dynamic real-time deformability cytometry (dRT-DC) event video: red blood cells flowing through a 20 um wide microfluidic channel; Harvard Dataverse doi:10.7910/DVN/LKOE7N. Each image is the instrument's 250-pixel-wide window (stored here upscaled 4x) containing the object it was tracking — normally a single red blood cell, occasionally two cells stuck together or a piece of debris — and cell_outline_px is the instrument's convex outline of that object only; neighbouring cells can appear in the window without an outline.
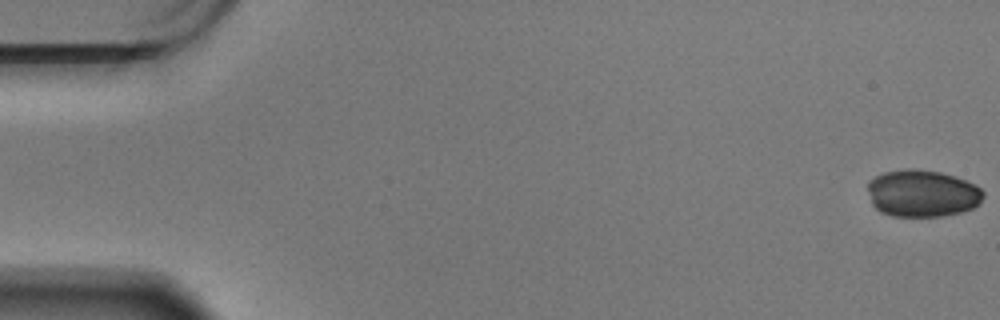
{"species": "Egyptian fruit bat (a non-hibernating species)", "species_latin": "Rousettus aegyptiacus", "temperature_condition": "warm", "stored_images_in_passage": 59, "camera_frame_rate_fps": 3000, "um_per_image_px": 0.085, "animal": {"sex": "male"}, "frame": {"image": 1, "passage_image": 1, "time_ms": 0.0, "image_size_px": [1000, 320], "cell_outline_px": [[984, 196], [980, 204], [972, 208], [960, 212], [940, 216], [892, 216], [880, 212], [872, 204], [868, 188], [868, 180], [884, 172], [908, 168], [912, 168], [940, 172], [956, 176], [976, 184], [984, 192]], "centroid_in_image_um": [78.41, 16.43], "position_along_channel_um": 6.6, "area_um2": 31.91}}
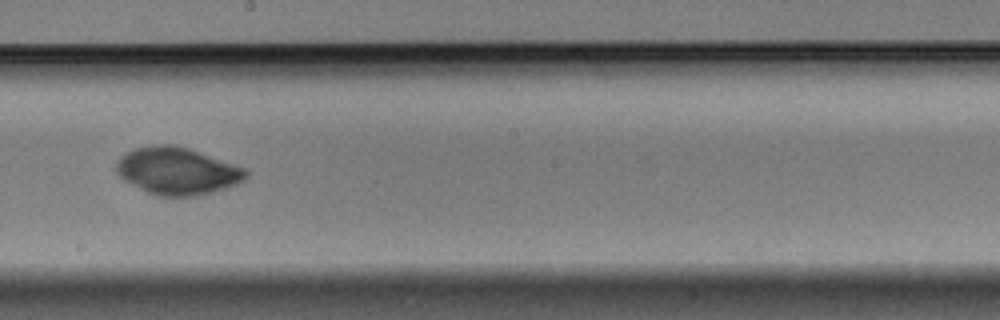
{"frame": {"image": 2, "passage_image": 34, "time_ms": 11.0, "image_size_px": [1000, 320], "cell_outline_px": [[248, 176], [244, 180], [236, 184], [212, 192], [196, 196], [156, 196], [124, 180], [116, 172], [116, 164], [120, 156], [136, 148], [156, 144], [172, 144], [188, 148], [248, 168]], "centroid_in_image_um": [15.09, 14.53], "position_along_channel_um": 233.1, "area_um2": 35.66}}
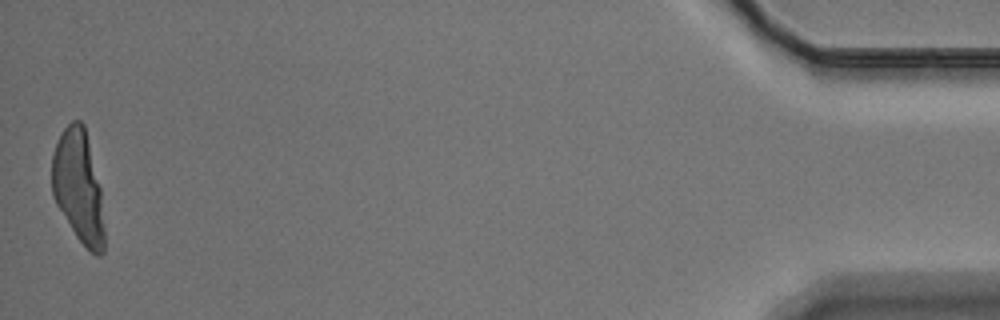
{"frame": {"image": 3, "passage_image": 59, "time_ms": 19.333, "image_size_px": [1000, 320], "cell_outline_px": [[104, 252], [100, 256], [96, 256], [76, 236], [56, 204], [52, 196], [52, 156], [56, 144], [64, 128], [72, 120], [80, 120], [84, 124], [100, 188], [104, 228]], "centroid_in_image_um": [6.66, 15.87], "position_along_channel_um": 428.5, "area_um2": 33.99}}